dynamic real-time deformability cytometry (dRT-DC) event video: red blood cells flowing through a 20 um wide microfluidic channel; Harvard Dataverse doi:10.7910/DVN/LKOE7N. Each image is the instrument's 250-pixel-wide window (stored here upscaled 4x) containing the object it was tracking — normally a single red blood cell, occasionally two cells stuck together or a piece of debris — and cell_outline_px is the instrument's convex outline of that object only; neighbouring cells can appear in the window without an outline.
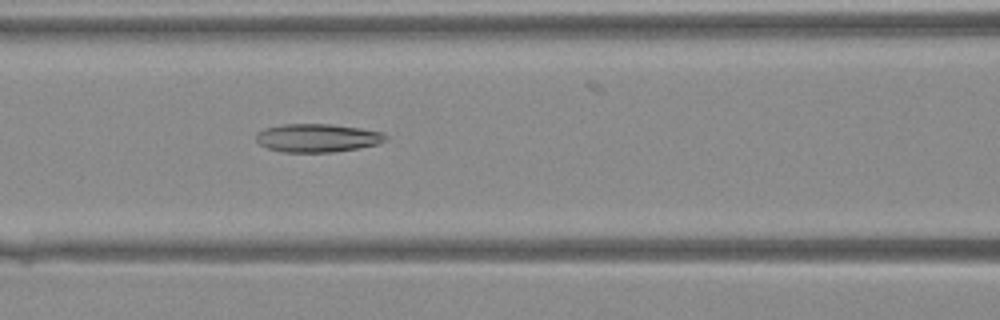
{"species": "Egyptian fruit bat (a non-hibernating species)", "species_latin": "Rousettus aegyptiacus", "temperature_condition": "warm", "stored_images_in_passage": 29, "camera_frame_rate_fps": 3000, "um_per_image_px": 0.085, "animal": {"sex": "female"}, "frame": {"image": 1, "passage_image": 11, "time_ms": 3.333, "image_size_px": [1000, 320], "cell_outline_px": [[388, 140], [376, 144], [356, 148], [332, 152], [284, 152], [268, 148], [260, 144], [256, 140], [256, 132], [264, 128], [284, 124], [332, 124], [360, 128], [384, 132], [388, 136]], "centroid_in_image_um": [26.98, 11.71], "position_along_channel_um": 139.6, "area_um2": 21.39}}
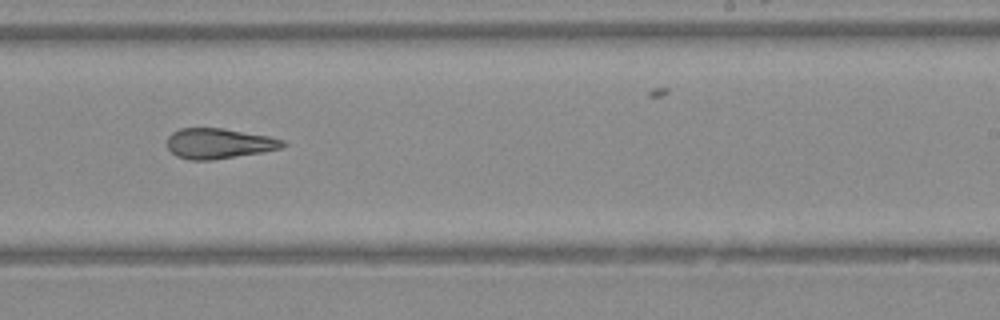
{"frame": {"image": 2, "passage_image": 19, "time_ms": 6.0, "image_size_px": [1000, 320], "cell_outline_px": [[288, 144], [284, 148], [212, 160], [192, 160], [176, 156], [168, 148], [168, 136], [172, 132], [180, 128], [220, 128], [268, 136], [284, 140]], "centroid_in_image_um": [18.61, 12.19], "position_along_channel_um": 270.4, "area_um2": 20.29}}
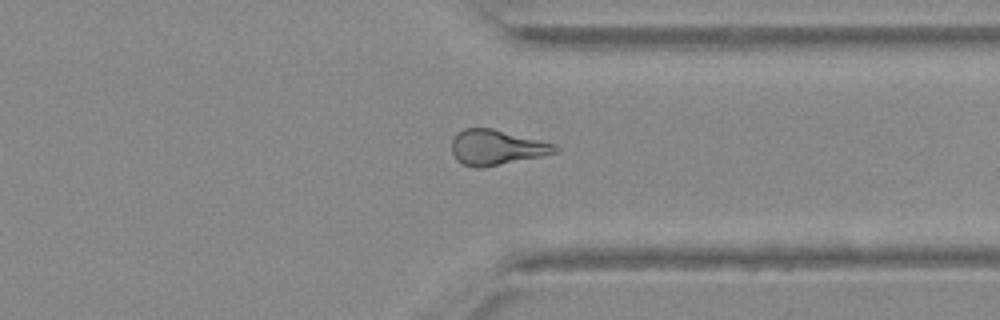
{"frame": {"image": 3, "passage_image": 25, "time_ms": 8.0, "image_size_px": [1000, 320], "cell_outline_px": [[560, 152], [484, 168], [476, 168], [464, 164], [456, 160], [452, 152], [452, 140], [456, 132], [464, 128], [492, 128], [556, 144], [560, 148]], "centroid_in_image_um": [42.21, 12.53], "position_along_channel_um": 369.2, "area_um2": 21.39}}